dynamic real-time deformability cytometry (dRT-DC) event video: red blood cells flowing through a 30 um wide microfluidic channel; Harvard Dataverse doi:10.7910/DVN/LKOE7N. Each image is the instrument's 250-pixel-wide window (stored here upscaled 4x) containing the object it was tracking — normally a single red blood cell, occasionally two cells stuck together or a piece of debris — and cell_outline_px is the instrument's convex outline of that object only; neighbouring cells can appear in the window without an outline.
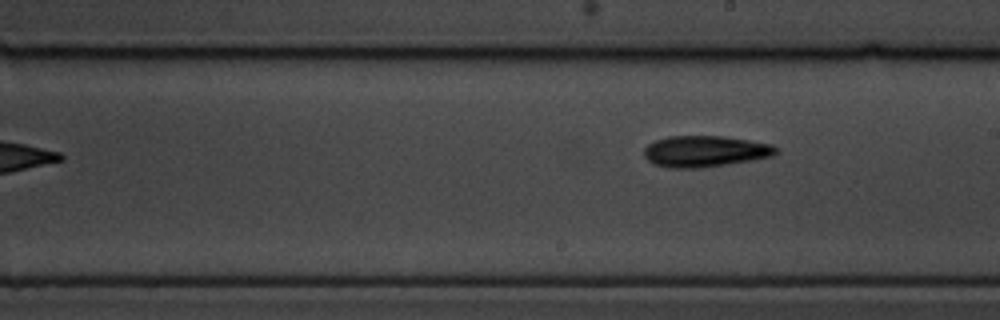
{"species": "common noctule bat (a hibernating species)", "species_latin": "Nyctalus noctula", "temperature_condition": "cold", "stored_images_in_passage": 10, "camera_frame_rate_fps": 3000, "um_per_image_px": 0.085, "animal": {"sex": "male", "body_mass_g": 19.5, "forearm_length_mm": 54.6}, "frame": {"image": 1, "passage_image": 10, "time_ms": 11.667, "image_size_px": [1000, 320], "cell_outline_px": [[780, 152], [772, 156], [752, 160], [700, 168], [668, 168], [652, 164], [644, 156], [644, 148], [648, 144], [656, 140], [668, 136], [724, 136], [772, 144], [780, 148]], "centroid_in_image_um": [59.94, 12.86], "position_along_channel_um": 229.1, "area_um2": 24.22}}